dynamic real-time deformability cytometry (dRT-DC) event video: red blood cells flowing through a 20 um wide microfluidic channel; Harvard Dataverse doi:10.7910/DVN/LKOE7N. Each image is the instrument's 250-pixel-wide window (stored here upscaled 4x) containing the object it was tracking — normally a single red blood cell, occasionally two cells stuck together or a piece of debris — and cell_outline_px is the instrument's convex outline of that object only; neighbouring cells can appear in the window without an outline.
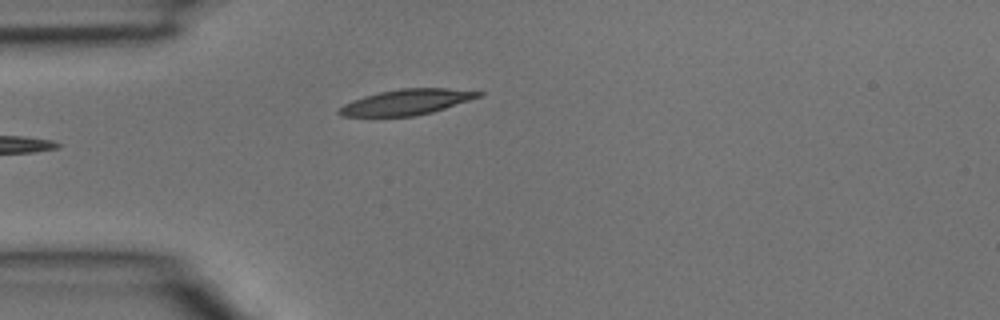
{"species": "common noctule bat (a hibernating species)", "species_latin": "Nyctalus noctula", "temperature_condition": "room temperature", "stored_images_in_passage": 3, "camera_frame_rate_fps": 3000, "um_per_image_px": 0.085, "animal": {"sex": "male", "body_mass_g": 15.6}, "frame": {"image": 1, "passage_image": 3, "time_ms": 0.667, "image_size_px": [1000, 320], "cell_outline_px": [[484, 92], [480, 96], [432, 112], [416, 116], [340, 116], [336, 112], [344, 104], [352, 100], [364, 96], [380, 92], [400, 88], [448, 88]], "centroid_in_image_um": [34.52, 8.67], "position_along_channel_um": 50.5, "area_um2": 20.52}}